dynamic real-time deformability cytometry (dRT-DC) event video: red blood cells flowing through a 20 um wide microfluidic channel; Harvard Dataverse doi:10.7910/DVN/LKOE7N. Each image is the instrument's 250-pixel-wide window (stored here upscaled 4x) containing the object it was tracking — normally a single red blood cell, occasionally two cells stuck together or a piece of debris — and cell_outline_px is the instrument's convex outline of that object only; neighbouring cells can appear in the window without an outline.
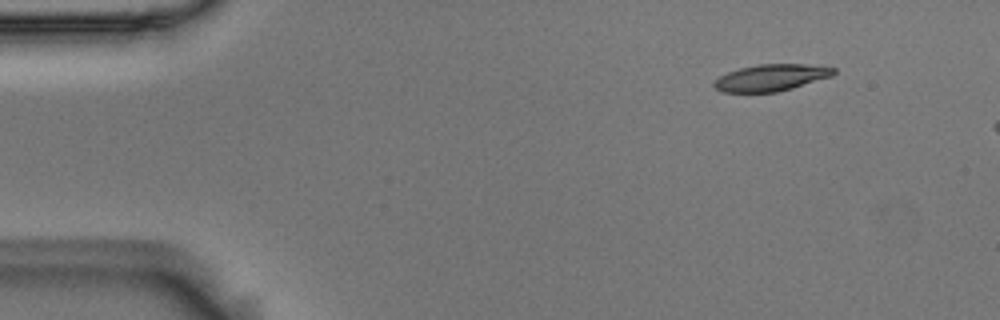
{"species": "Egyptian fruit bat (a non-hibernating species)", "species_latin": "Rousettus aegyptiacus", "temperature_condition": "room temperature", "stored_images_in_passage": 5, "camera_frame_rate_fps": 3000, "um_per_image_px": 0.085, "animal": {"sex": "male"}, "frame": {"image": 1, "passage_image": 1, "time_ms": 0.0, "image_size_px": [1000, 320], "cell_outline_px": [[836, 72], [832, 76], [792, 88], [776, 92], [720, 92], [712, 84], [720, 76], [728, 72], [740, 68], [760, 64], [808, 64], [836, 68]], "centroid_in_image_um": [65.56, 6.6], "position_along_channel_um": 19.4, "area_um2": 18.5}}
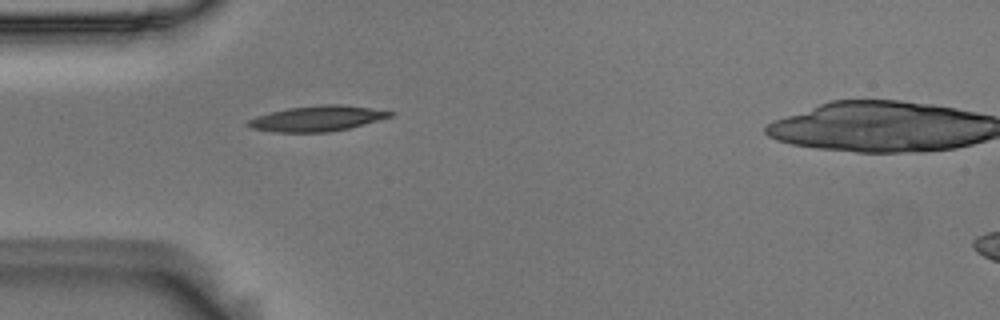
{"frame": {"image": 2, "passage_image": 4, "time_ms": 1.0, "image_size_px": [1000, 320], "cell_outline_px": [[396, 112], [392, 116], [348, 128], [328, 132], [272, 132], [252, 128], [244, 124], [248, 120], [256, 116], [288, 108], [324, 104], [340, 104]], "centroid_in_image_um": [26.92, 10.07], "position_along_channel_um": 58.1, "area_um2": 20.81}}